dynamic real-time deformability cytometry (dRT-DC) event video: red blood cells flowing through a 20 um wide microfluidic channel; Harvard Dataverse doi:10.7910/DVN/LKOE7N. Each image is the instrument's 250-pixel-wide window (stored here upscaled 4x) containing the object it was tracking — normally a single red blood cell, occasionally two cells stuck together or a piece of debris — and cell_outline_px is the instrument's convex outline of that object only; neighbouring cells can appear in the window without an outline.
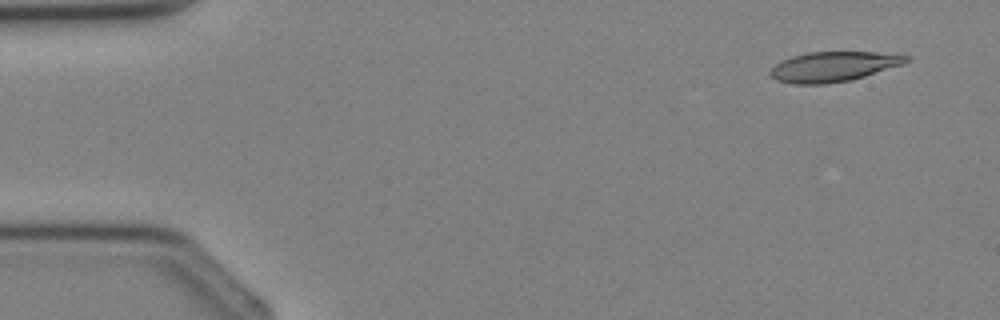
{"species": "Egyptian fruit bat (a non-hibernating species)", "species_latin": "Rousettus aegyptiacus", "temperature_condition": "cold", "stored_images_in_passage": 34, "camera_frame_rate_fps": 3000, "um_per_image_px": 0.085, "animal": {"sex": "female"}, "frame": {"image": 1, "passage_image": 1, "time_ms": 0.0, "image_size_px": [1000, 320], "cell_outline_px": [[908, 60], [904, 64], [852, 80], [824, 84], [792, 84], [776, 80], [768, 72], [780, 60], [792, 56], [808, 52], [876, 52], [908, 56]], "centroid_in_image_um": [70.8, 5.67], "position_along_channel_um": 14.2, "area_um2": 23.7}}
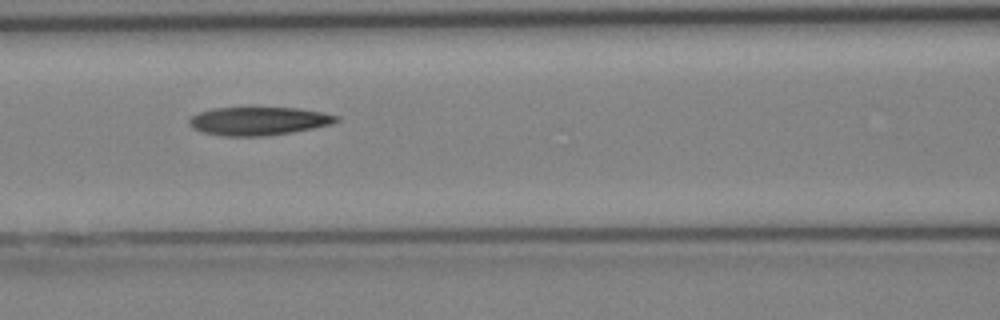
{"frame": {"image": 2, "passage_image": 14, "time_ms": 4.333, "image_size_px": [1000, 320], "cell_outline_px": [[340, 120], [332, 124], [292, 132], [268, 136], [220, 136], [200, 132], [192, 128], [188, 124], [188, 120], [192, 116], [200, 112], [216, 108], [296, 108], [320, 112], [340, 116]], "centroid_in_image_um": [21.96, 10.3], "position_along_channel_um": 144.6, "area_um2": 24.28}}
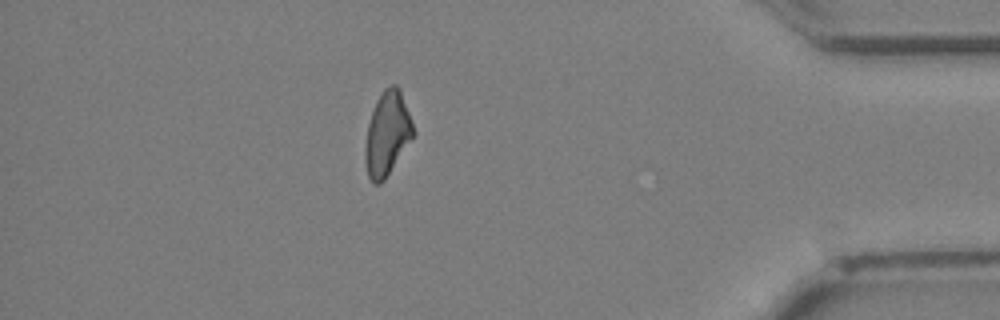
{"frame": {"image": 3, "passage_image": 30, "time_ms": 9.667, "image_size_px": [1000, 320], "cell_outline_px": [[416, 132], [384, 180], [380, 184], [372, 184], [368, 176], [364, 160], [364, 148], [368, 124], [376, 100], [380, 92], [384, 88], [392, 84], [396, 84], [400, 88]], "centroid_in_image_um": [32.9, 11.35], "position_along_channel_um": 402.3, "area_um2": 23.64}}